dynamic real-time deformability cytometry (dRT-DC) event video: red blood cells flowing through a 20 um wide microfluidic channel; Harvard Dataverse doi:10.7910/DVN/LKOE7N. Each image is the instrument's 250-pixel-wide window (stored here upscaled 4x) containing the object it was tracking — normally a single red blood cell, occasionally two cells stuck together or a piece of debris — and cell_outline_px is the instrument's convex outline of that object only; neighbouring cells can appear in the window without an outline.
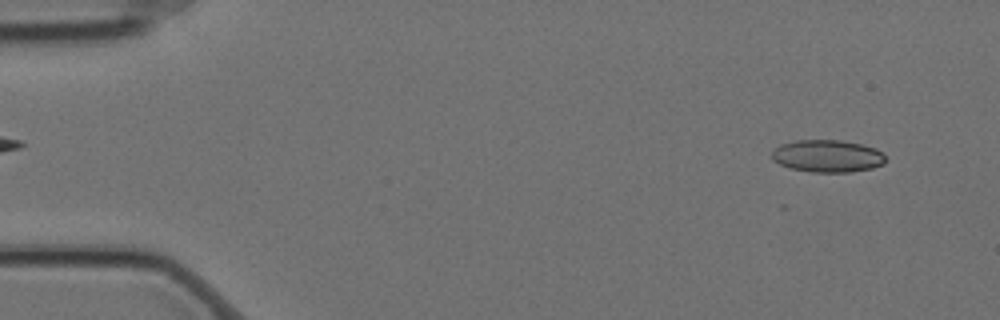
{"species": "Egyptian fruit bat (a non-hibernating species)", "species_latin": "Rousettus aegyptiacus", "temperature_condition": "cold", "stored_images_in_passage": 5, "camera_frame_rate_fps": 3000, "um_per_image_px": 0.085, "animal": {"sex": "female"}, "frame": {"image": 1, "passage_image": 5, "time_ms": 1.333, "image_size_px": [1000, 320], "cell_outline_px": [[884, 164], [872, 168], [848, 172], [812, 172], [788, 168], [772, 160], [772, 152], [780, 144], [796, 140], [840, 140], [860, 144], [876, 148], [884, 152]], "centroid_in_image_um": [70.33, 13.26], "position_along_channel_um": 14.7, "area_um2": 21.5}}